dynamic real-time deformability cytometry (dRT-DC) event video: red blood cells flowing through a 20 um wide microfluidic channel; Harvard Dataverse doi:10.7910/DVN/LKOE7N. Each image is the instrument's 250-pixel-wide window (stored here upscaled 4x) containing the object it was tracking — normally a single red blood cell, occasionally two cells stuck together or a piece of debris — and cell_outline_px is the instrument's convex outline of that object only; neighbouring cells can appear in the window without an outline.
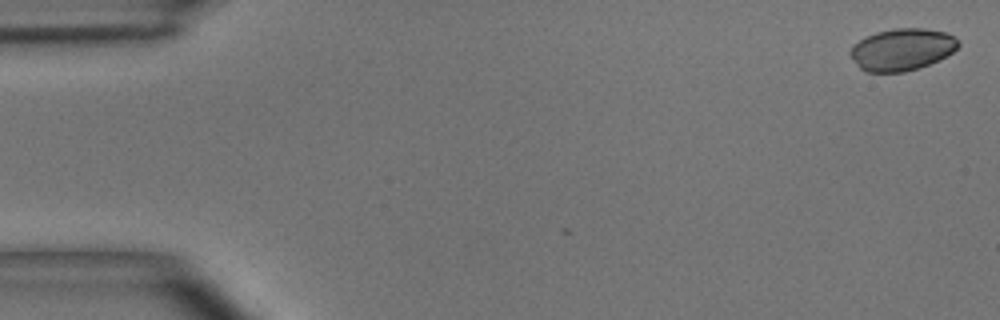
{"species": "common noctule bat (a hibernating species)", "species_latin": "Nyctalus noctula", "temperature_condition": "room temperature", "stored_images_in_passage": 7, "camera_frame_rate_fps": 3000, "um_per_image_px": 0.085, "animal": {"sex": "male", "body_mass_g": 15.6}, "frame": {"image": 1, "passage_image": 1, "time_ms": 0.0, "image_size_px": [1000, 320], "cell_outline_px": [[960, 44], [952, 52], [928, 64], [904, 72], [864, 72], [856, 64], [848, 52], [860, 40], [876, 32], [892, 28], [924, 28], [944, 32], [956, 36]], "centroid_in_image_um": [76.66, 4.2], "position_along_channel_um": 8.3, "area_um2": 26.18}}